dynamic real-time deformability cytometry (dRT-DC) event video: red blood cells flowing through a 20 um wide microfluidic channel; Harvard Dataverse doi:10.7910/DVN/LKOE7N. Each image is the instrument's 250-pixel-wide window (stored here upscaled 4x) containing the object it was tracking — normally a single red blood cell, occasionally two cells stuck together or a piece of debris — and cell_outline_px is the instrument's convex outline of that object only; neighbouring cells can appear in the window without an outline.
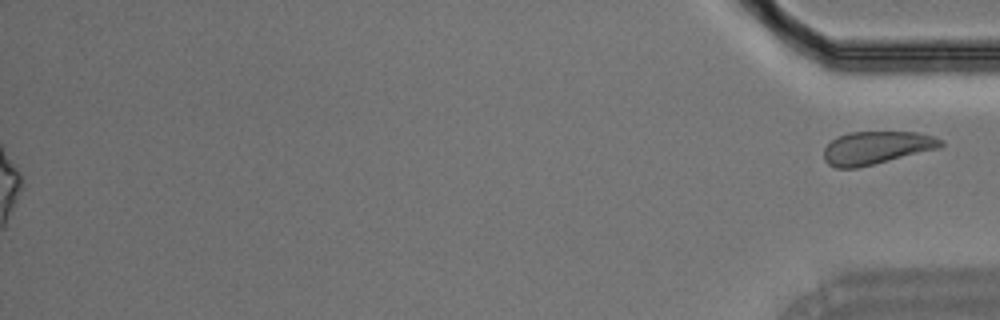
{"species": "Egyptian fruit bat (a non-hibernating species)", "species_latin": "Rousettus aegyptiacus", "temperature_condition": "room temperature", "stored_images_in_passage": 33, "segment_of_instrument_passage": [2, 2], "camera_frame_rate_fps": 3000, "um_per_image_px": 0.085, "animal": {"sex": "male"}, "frame": {"image": 1, "passage_image": 33, "time_ms": 10.667, "image_size_px": [1000, 320], "cell_outline_px": [[944, 144], [940, 148], [856, 168], [836, 168], [828, 164], [824, 160], [824, 148], [832, 140], [848, 132], [916, 132], [932, 136], [944, 140]], "centroid_in_image_um": [74.5, 12.56], "position_along_channel_um": 360.7, "area_um2": 22.31}}